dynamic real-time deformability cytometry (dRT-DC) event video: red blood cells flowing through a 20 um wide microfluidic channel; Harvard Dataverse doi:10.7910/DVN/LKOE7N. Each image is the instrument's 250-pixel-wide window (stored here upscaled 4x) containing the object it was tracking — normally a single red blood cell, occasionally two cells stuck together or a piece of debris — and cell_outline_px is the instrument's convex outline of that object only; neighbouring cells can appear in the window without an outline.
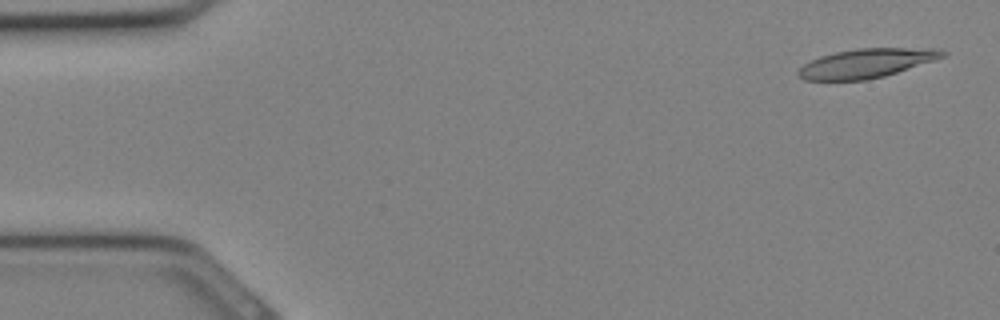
{"species": "Egyptian fruit bat (a non-hibernating species)", "species_latin": "Rousettus aegyptiacus", "temperature_condition": "cold", "stored_images_in_passage": 7, "camera_frame_rate_fps": 3000, "um_per_image_px": 0.085, "animal": {"sex": "female"}, "frame": {"image": 1, "passage_image": 1, "time_ms": 0.0, "image_size_px": [1000, 320], "cell_outline_px": [[948, 52], [944, 56], [884, 76], [868, 80], [804, 80], [796, 72], [804, 64], [820, 56], [836, 52], [860, 48], [940, 48]], "centroid_in_image_um": [73.63, 5.37], "position_along_channel_um": 11.4, "area_um2": 24.16}}